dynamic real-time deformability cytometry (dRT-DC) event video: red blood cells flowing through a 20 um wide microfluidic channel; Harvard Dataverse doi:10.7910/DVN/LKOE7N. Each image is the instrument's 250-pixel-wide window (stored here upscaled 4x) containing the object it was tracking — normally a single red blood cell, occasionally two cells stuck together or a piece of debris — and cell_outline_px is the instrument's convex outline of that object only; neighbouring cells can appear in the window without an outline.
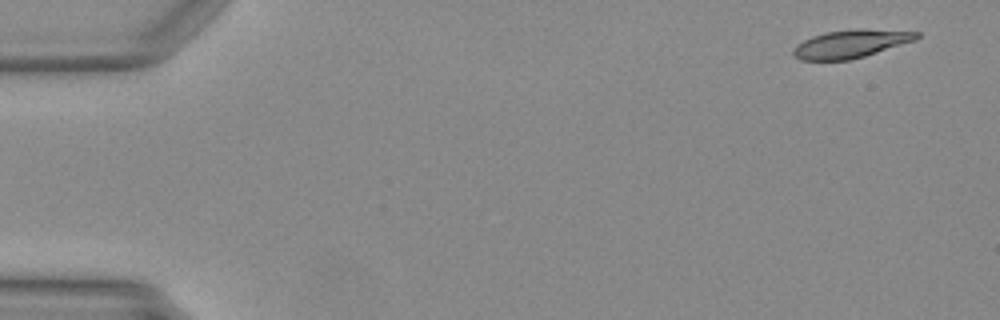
{"species": "Egyptian fruit bat (a non-hibernating species)", "species_latin": "Rousettus aegyptiacus", "temperature_condition": "warm", "stored_images_in_passage": 48, "camera_frame_rate_fps": 3000, "um_per_image_px": 0.085, "animal": {"sex": "female"}, "frame": {"image": 1, "passage_image": 1, "time_ms": 0.0, "image_size_px": [1000, 320], "cell_outline_px": [[920, 36], [916, 40], [864, 56], [848, 60], [800, 60], [792, 56], [792, 48], [796, 44], [812, 36], [824, 32], [856, 28], [860, 28], [920, 32]], "centroid_in_image_um": [72.28, 3.72], "position_along_channel_um": 12.7, "area_um2": 20.35}}
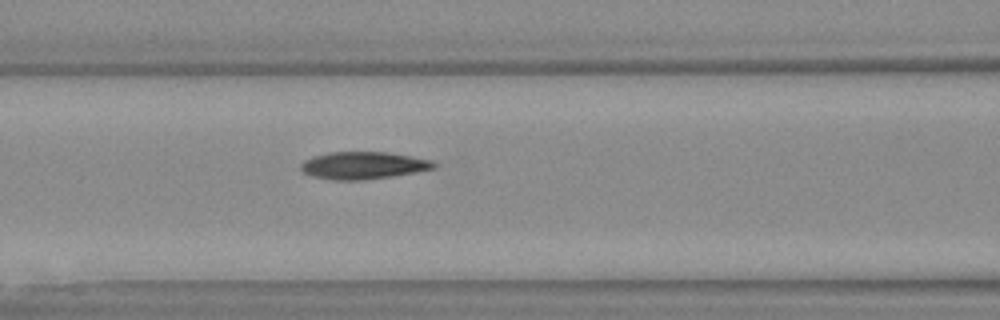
{"frame": {"image": 2, "passage_image": 20, "time_ms": 6.333, "image_size_px": [1000, 320], "cell_outline_px": [[436, 168], [392, 176], [364, 180], [332, 180], [312, 176], [304, 172], [300, 168], [300, 164], [304, 160], [312, 156], [328, 152], [384, 152], [432, 160], [436, 164]], "centroid_in_image_um": [30.83, 14.06], "position_along_channel_um": 135.8, "area_um2": 21.1}}
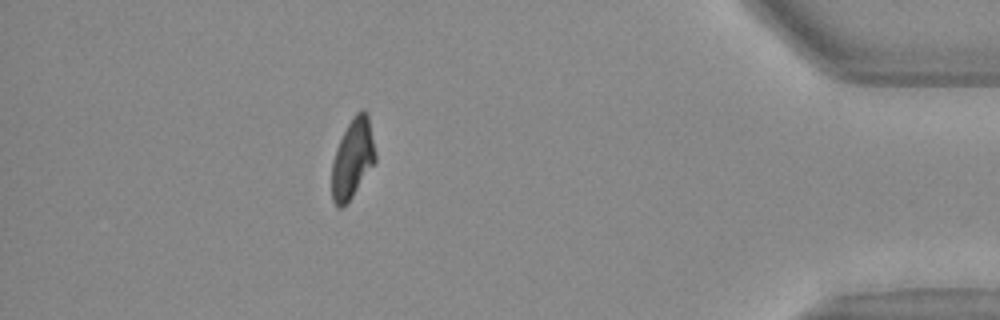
{"frame": {"image": 3, "passage_image": 43, "time_ms": 14.0, "image_size_px": [1000, 320], "cell_outline_px": [[376, 160], [352, 196], [340, 208], [336, 208], [332, 200], [332, 160], [336, 148], [352, 116], [360, 108], [364, 108], [368, 112], [376, 152]], "centroid_in_image_um": [29.98, 13.42], "position_along_channel_um": 405.2, "area_um2": 20.17}}